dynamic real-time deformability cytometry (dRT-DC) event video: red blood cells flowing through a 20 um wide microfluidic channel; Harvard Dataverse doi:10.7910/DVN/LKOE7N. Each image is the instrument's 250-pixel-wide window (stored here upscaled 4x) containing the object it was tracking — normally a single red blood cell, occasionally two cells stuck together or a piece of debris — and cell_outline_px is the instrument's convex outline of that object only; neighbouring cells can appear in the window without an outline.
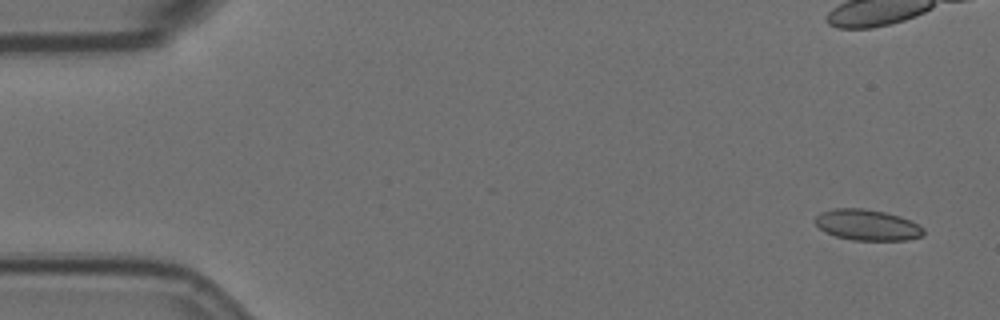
{"species": "Egyptian fruit bat (a non-hibernating species)", "species_latin": "Rousettus aegyptiacus", "temperature_condition": "room temperature", "stored_images_in_passage": 6, "camera_frame_rate_fps": 3000, "um_per_image_px": 0.085, "animal": {"sex": "female"}, "frame": {"image": 1, "passage_image": 1, "time_ms": 0.0, "image_size_px": [1000, 320], "cell_outline_px": [[924, 236], [908, 240], [852, 240], [836, 236], [824, 232], [812, 220], [820, 212], [832, 208], [864, 208], [884, 212], [900, 216], [912, 220], [924, 228]], "centroid_in_image_um": [73.72, 19.12], "position_along_channel_um": 11.3, "area_um2": 19.83}}
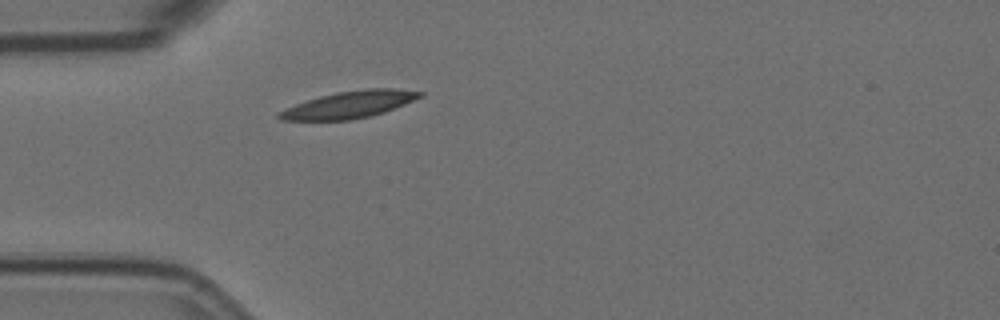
{"frame": {"image": 2, "passage_image": 6, "time_ms": 6.333, "image_size_px": [1000, 320], "cell_outline_px": [[424, 96], [384, 112], [372, 116], [348, 120], [280, 120], [276, 116], [276, 112], [296, 104], [320, 96], [336, 92], [368, 88], [396, 88], [424, 92]], "centroid_in_image_um": [29.7, 8.89], "position_along_channel_um": 55.3, "area_um2": 22.14}}